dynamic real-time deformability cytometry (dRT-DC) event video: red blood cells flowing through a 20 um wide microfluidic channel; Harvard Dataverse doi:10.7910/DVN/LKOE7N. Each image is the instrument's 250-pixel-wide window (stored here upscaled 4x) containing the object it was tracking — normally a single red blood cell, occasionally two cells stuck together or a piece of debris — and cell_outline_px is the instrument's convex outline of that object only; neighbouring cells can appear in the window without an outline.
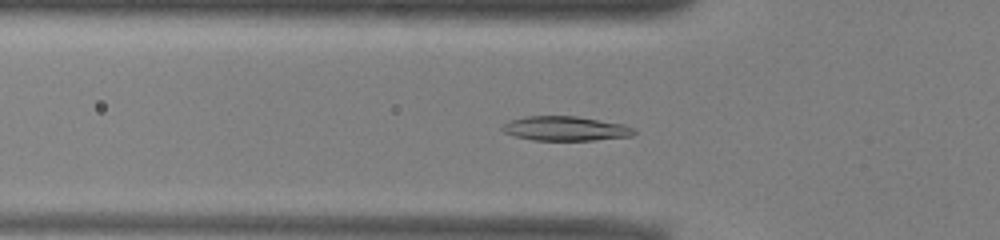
{"species": "common noctule bat (a hibernating species)", "species_latin": "Nyctalus noctula", "temperature_condition": "warm", "stored_images_in_passage": 40, "camera_frame_rate_fps": 3000, "um_per_image_px": 0.085, "animal": {"sex": "male", "body_mass_g": 13.0, "forearm_length_mm": 53.1}, "frame": {"image": 1, "passage_image": 5, "time_ms": 1.333, "image_size_px": [1000, 240], "cell_outline_px": [[636, 132], [632, 136], [592, 140], [532, 140], [516, 136], [504, 132], [500, 128], [508, 120], [524, 116], [576, 116], [624, 124], [636, 128]], "centroid_in_image_um": [48.07, 10.92], "position_along_channel_um": 77.7, "area_um2": 18.84}}
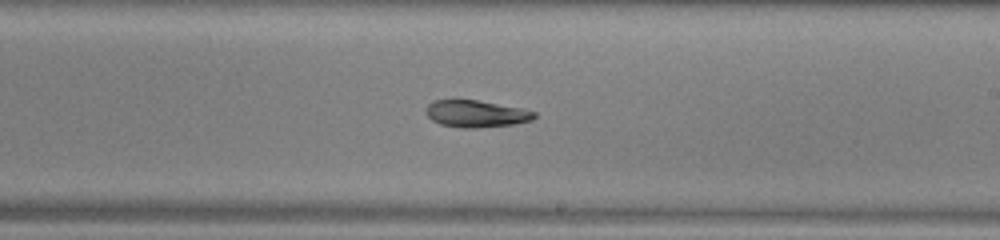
{"frame": {"image": 2, "passage_image": 18, "time_ms": 5.667, "image_size_px": [1000, 240], "cell_outline_px": [[536, 116], [532, 120], [512, 124], [476, 128], [464, 128], [440, 124], [432, 120], [424, 112], [424, 108], [432, 100], [476, 100], [524, 108], [536, 112]], "centroid_in_image_um": [40.45, 9.66], "position_along_channel_um": 248.6, "area_um2": 17.11}}
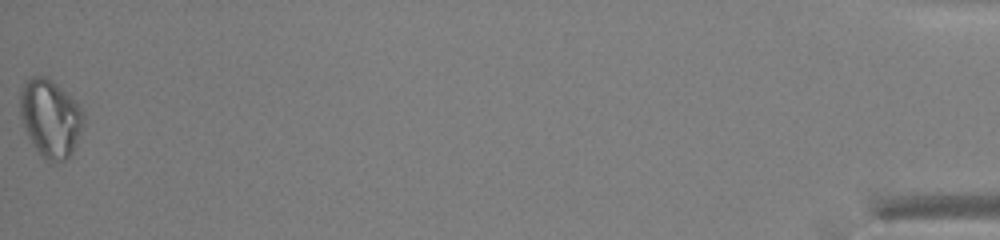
{"frame": {"image": 3, "passage_image": 40, "time_ms": 13.0, "image_size_px": [1000, 240], "cell_outline_px": [[84, 120], [76, 144], [72, 152], [64, 160], [56, 164], [48, 164], [44, 160], [32, 144], [24, 128], [20, 116], [20, 88], [32, 76], [48, 76], [84, 112]], "centroid_in_image_um": [4.25, 10.09], "position_along_channel_um": 431.0, "area_um2": 28.67}, "authors_computed_cell_mechanics": {"area_um2": 18.496, "velocity_mm_per_s": 3.9361, "shape_relaxation_time_tau1_ms": 4.7162, "shape_relaxation_time_tau2_ms": null, "deformation_change_tau1": 0.1351, "deformation_change_tau2": null}}